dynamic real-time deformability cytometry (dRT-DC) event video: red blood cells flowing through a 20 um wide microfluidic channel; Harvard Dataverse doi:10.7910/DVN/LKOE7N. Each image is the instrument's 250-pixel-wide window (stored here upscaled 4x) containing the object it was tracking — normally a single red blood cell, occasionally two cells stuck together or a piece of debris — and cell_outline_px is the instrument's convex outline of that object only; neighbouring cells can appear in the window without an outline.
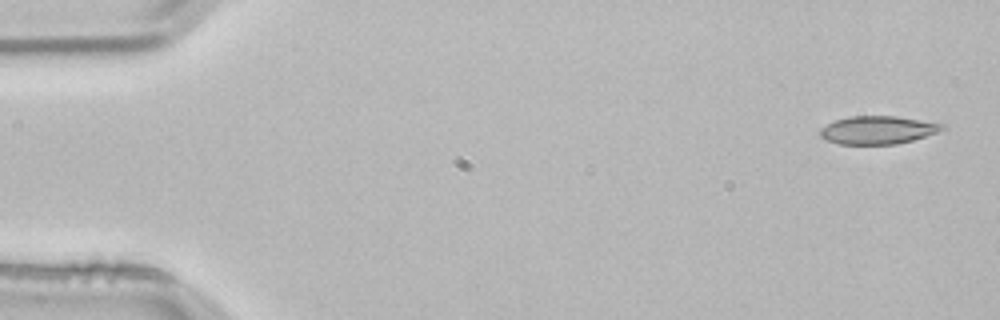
{"species": "common noctule bat (a hibernating species)", "species_latin": "Nyctalus noctula", "temperature_condition": "room temperature", "stored_images_in_passage": 3, "camera_frame_rate_fps": 3000, "um_per_image_px": 0.085, "animal": {"sex": "male", "body_mass_g": 21.5, "forearm_length_mm": 52.0}, "frame": {"image": 1, "passage_image": 1, "time_ms": 0.0, "image_size_px": [1000, 320], "cell_outline_px": [[948, 128], [912, 140], [896, 144], [836, 144], [824, 140], [820, 136], [820, 128], [836, 120], [848, 116], [896, 116], [944, 124]], "centroid_in_image_um": [74.58, 11.05], "position_along_channel_um": 10.4, "area_um2": 19.94}}